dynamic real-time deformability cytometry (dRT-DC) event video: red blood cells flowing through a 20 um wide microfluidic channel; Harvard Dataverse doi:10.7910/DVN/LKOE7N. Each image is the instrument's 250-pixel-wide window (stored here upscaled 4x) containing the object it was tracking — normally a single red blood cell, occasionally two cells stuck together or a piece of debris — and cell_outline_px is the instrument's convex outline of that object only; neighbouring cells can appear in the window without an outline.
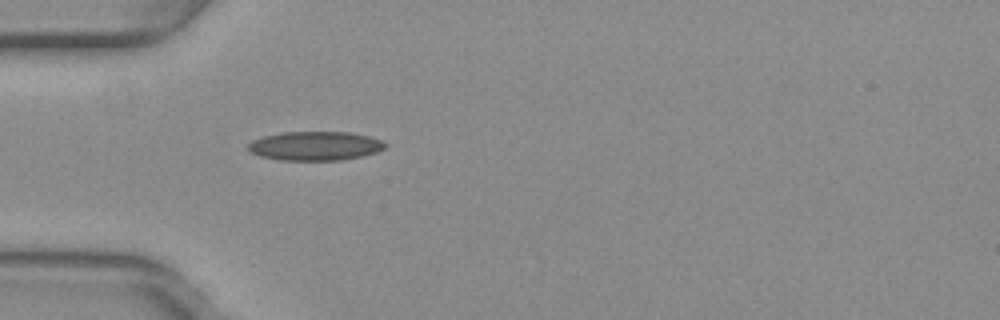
{"species": "common noctule bat (a hibernating species)", "species_latin": "Nyctalus noctula", "temperature_condition": "warm", "stored_images_in_passage": 37, "camera_frame_rate_fps": 3000, "um_per_image_px": 0.085, "animal": {"sex": "female", "body_mass_g": 29.2, "forearm_length_mm": 56.3}, "frame": {"image": 1, "passage_image": 1, "time_ms": 0.0, "image_size_px": [1000, 320], "cell_outline_px": [[388, 144], [384, 148], [376, 152], [360, 156], [340, 160], [280, 160], [260, 156], [252, 152], [248, 148], [248, 144], [252, 140], [264, 136], [284, 132], [348, 132], [368, 136], [380, 140]], "centroid_in_image_um": [26.78, 12.4], "position_along_channel_um": 58.2, "area_um2": 22.95}}
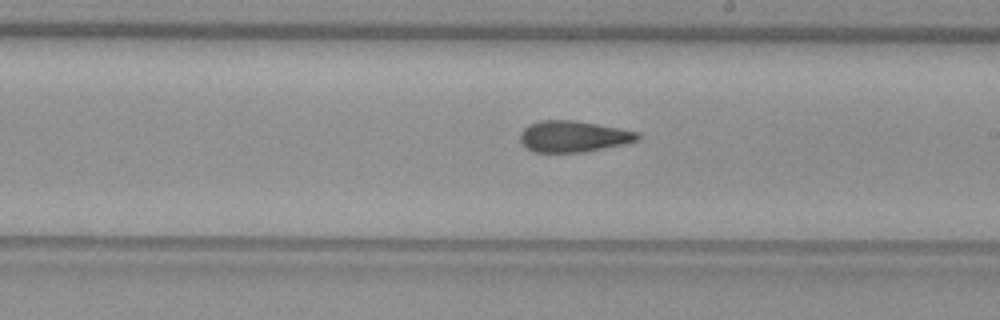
{"frame": {"image": 2, "passage_image": 15, "time_ms": 4.667, "image_size_px": [1000, 320], "cell_outline_px": [[640, 140], [624, 144], [584, 152], [532, 152], [524, 148], [520, 144], [520, 132], [528, 124], [540, 120], [576, 120], [620, 128], [640, 132]], "centroid_in_image_um": [48.71, 11.59], "position_along_channel_um": 240.3, "area_um2": 21.79}}
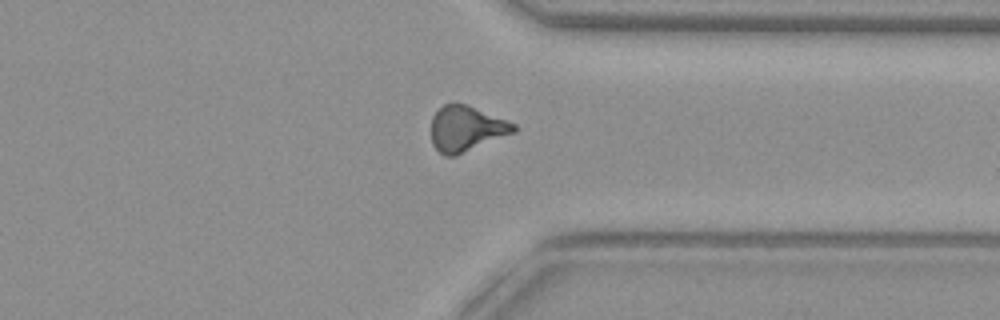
{"frame": {"image": 3, "passage_image": 25, "time_ms": 8.0, "image_size_px": [1000, 320], "cell_outline_px": [[516, 132], [456, 156], [444, 156], [432, 144], [432, 116], [444, 104], [468, 104], [516, 124]], "centroid_in_image_um": [39.65, 10.95], "position_along_channel_um": 371.8, "area_um2": 21.85}, "authors_computed_cell_mechanics": {"area_um2": 21.386, "velocity_mm_per_s": 4.003, "shape_relaxation_time_tau1_ms": null, "shape_relaxation_time_tau2_ms": 3.2555, "deformation_change_tau1": null, "deformation_change_tau2": 0.1103}}